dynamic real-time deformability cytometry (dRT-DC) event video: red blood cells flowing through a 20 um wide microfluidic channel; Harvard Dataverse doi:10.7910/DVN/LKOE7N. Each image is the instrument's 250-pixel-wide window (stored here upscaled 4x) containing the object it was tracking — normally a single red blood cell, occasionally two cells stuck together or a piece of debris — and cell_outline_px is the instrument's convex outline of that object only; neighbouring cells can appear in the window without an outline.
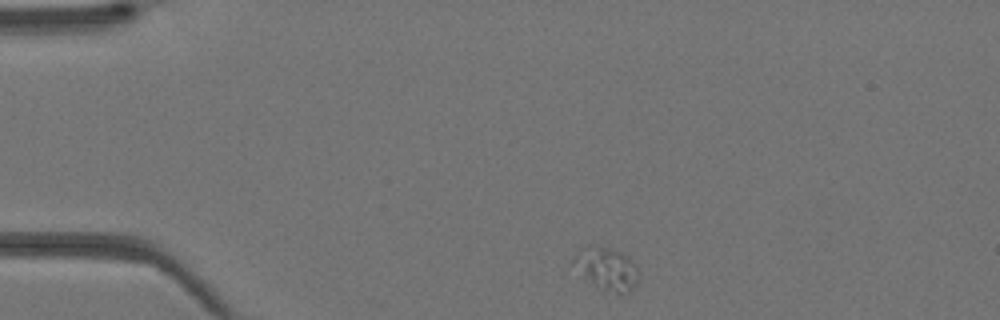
{"species": "Egyptian fruit bat (a non-hibernating species)", "species_latin": "Rousettus aegyptiacus", "temperature_condition": "warm", "stored_images_in_passage": 36, "camera_frame_rate_fps": 3000, "um_per_image_px": 0.085, "animal": {"sex": "female"}, "frame": {"image": 1, "passage_image": 1, "time_ms": 0.0, "image_size_px": [1000, 320], "cell_outline_px": [[636, 284], [628, 296], [604, 288], [592, 280], [572, 264], [572, 260], [576, 252], [580, 248], [588, 244], [608, 248], [620, 252], [628, 256], [636, 264]], "centroid_in_image_um": [51.59, 22.79], "position_along_channel_um": 33.4, "area_um2": 15.55}}
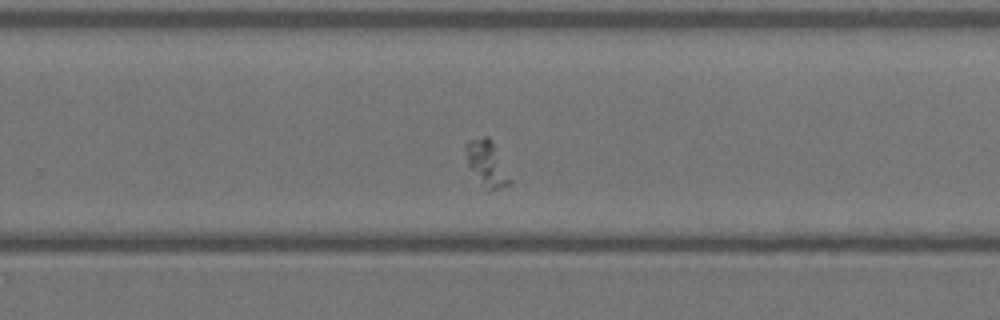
{"frame": {"image": 2, "passage_image": 21, "time_ms": 6.667, "image_size_px": [1000, 320], "cell_outline_px": [[512, 184], [500, 188], [488, 188], [468, 164], [464, 148], [464, 144], [468, 140], [484, 136], [488, 136], [492, 140], [512, 180]], "centroid_in_image_um": [41.4, 13.81], "position_along_channel_um": 288.4, "area_um2": 11.27}}
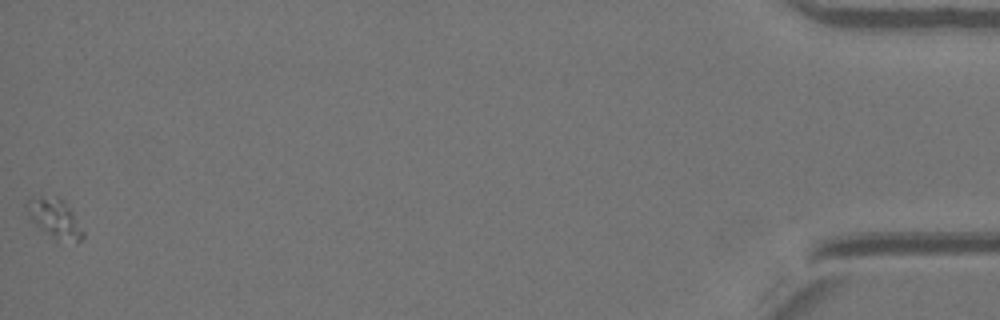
{"frame": {"image": 3, "passage_image": 36, "time_ms": 11.667, "image_size_px": [1000, 320], "cell_outline_px": [[84, 236], [80, 240], [56, 240], [36, 224], [32, 220], [24, 204], [28, 200], [40, 196], [60, 196], [64, 200], [72, 212], [84, 232]], "centroid_in_image_um": [4.65, 18.51], "position_along_channel_um": 430.6, "area_um2": 12.48}}